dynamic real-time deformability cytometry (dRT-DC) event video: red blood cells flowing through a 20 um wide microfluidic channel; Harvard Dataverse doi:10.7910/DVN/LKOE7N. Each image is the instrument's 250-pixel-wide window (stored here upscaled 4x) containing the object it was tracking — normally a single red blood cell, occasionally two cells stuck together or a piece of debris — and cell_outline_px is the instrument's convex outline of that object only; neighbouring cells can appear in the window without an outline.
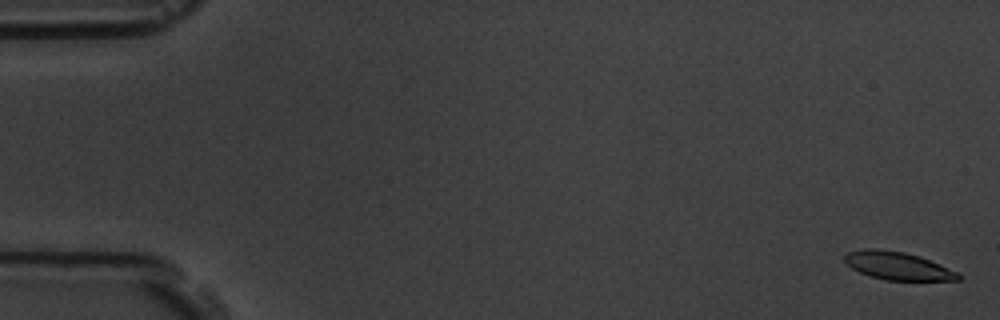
{"species": "common noctule bat (a hibernating species)", "species_latin": "Nyctalus noctula", "temperature_condition": "room temperature", "stored_images_in_passage": 5, "camera_frame_rate_fps": 3000, "um_per_image_px": 0.085, "animal": {"sex": "male", "body_mass_g": 19.5, "forearm_length_mm": 54.6}, "frame": {"image": 1, "passage_image": 1, "time_ms": 0.0, "image_size_px": [1000, 320], "cell_outline_px": [[960, 280], [884, 280], [868, 276], [852, 268], [844, 260], [844, 256], [848, 252], [864, 248], [880, 248], [904, 252], [920, 256], [960, 272]], "centroid_in_image_um": [76.31, 22.59], "position_along_channel_um": 8.7, "area_um2": 18.67}}
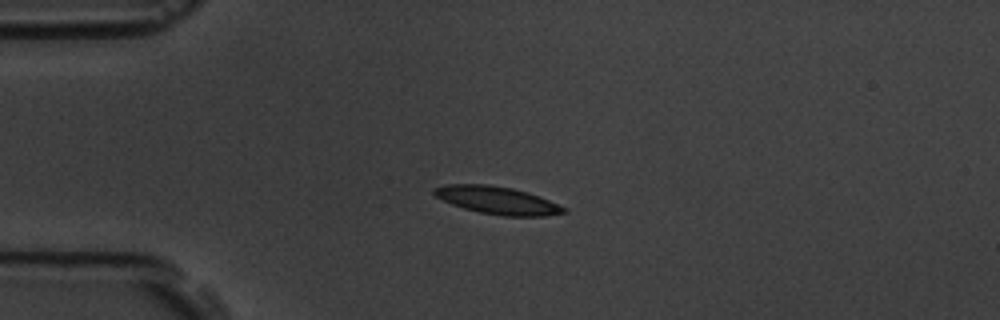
{"frame": {"image": 2, "passage_image": 4, "time_ms": 4.333, "image_size_px": [1000, 320], "cell_outline_px": [[568, 212], [544, 216], [500, 216], [480, 212], [464, 208], [452, 204], [436, 196], [432, 192], [432, 188], [444, 184], [488, 184], [512, 188], [528, 192], [568, 208]], "centroid_in_image_um": [42.27, 17.02], "position_along_channel_um": 42.7, "area_um2": 20.92}}